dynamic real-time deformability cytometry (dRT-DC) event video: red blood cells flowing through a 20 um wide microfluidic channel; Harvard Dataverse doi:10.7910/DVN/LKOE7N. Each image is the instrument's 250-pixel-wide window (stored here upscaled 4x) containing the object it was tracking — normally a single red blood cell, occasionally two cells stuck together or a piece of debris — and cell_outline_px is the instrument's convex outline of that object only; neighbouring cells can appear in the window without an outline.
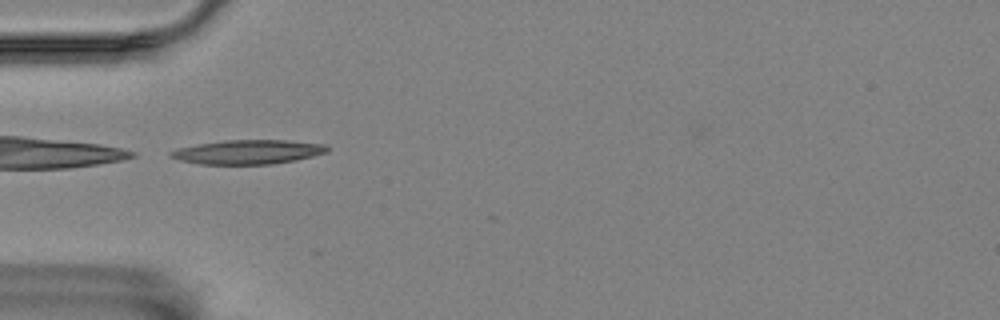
{"species": "Egyptian fruit bat (a non-hibernating species)", "species_latin": "Rousettus aegyptiacus", "temperature_condition": "room temperature", "stored_images_in_passage": 5, "camera_frame_rate_fps": 3000, "um_per_image_px": 0.085, "animal": {"sex": "female"}, "frame": {"image": 1, "passage_image": 3, "time_ms": 0.667, "image_size_px": [1000, 320], "cell_outline_px": [[332, 148], [328, 152], [296, 160], [272, 164], [200, 164], [180, 160], [168, 156], [168, 152], [180, 148], [200, 144], [224, 140], [288, 140], [328, 144]], "centroid_in_image_um": [21.16, 12.91], "position_along_channel_um": 63.8, "area_um2": 22.2}}
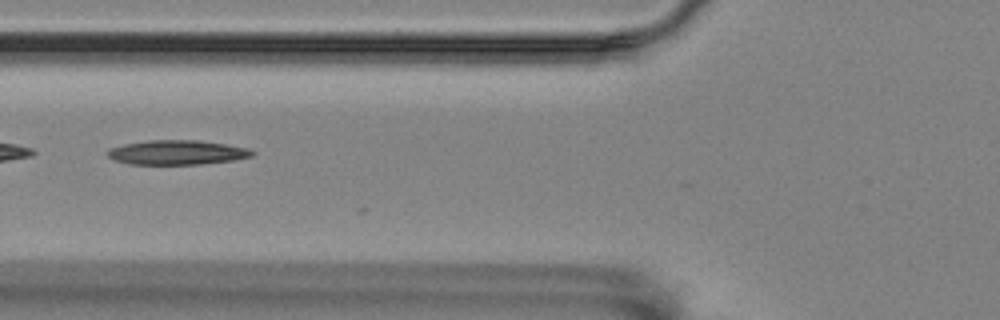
{"frame": {"image": 2, "passage_image": 4, "time_ms": 1.0, "image_size_px": [1000, 320], "cell_outline_px": [[256, 152], [252, 156], [232, 160], [200, 164], [128, 164], [112, 160], [108, 156], [108, 148], [124, 144], [148, 140], [200, 140], [248, 148]], "centroid_in_image_um": [15.01, 12.95], "position_along_channel_um": 110.8, "area_um2": 20.63}}
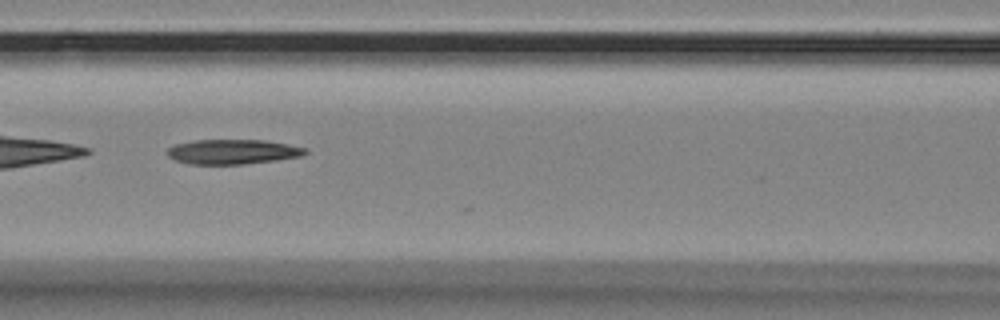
{"frame": {"image": 3, "passage_image": 5, "time_ms": 1.333, "image_size_px": [1000, 320], "cell_outline_px": [[308, 152], [300, 156], [276, 160], [244, 164], [188, 164], [176, 160], [168, 156], [168, 148], [176, 144], [192, 140], [264, 140], [288, 144], [308, 148]], "centroid_in_image_um": [19.79, 12.89], "position_along_channel_um": 146.8, "area_um2": 19.88}}